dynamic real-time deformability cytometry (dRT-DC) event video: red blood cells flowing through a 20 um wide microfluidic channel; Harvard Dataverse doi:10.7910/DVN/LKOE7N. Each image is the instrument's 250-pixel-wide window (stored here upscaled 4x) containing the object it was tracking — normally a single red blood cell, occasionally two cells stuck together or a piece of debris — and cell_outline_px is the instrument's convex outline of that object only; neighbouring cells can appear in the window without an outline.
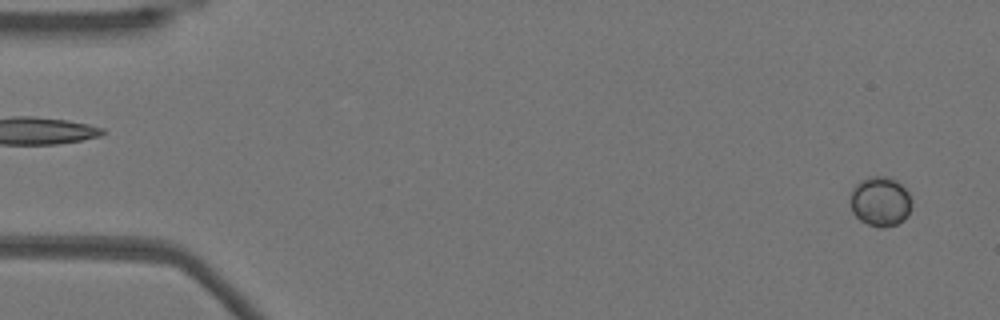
{"species": "Egyptian fruit bat (a non-hibernating species)", "species_latin": "Rousettus aegyptiacus", "temperature_condition": "warm", "stored_images_in_passage": 53, "camera_frame_rate_fps": 3000, "um_per_image_px": 0.085, "animal": {"sex": "female"}, "frame": {"image": 1, "passage_image": 3, "time_ms": 0.667, "image_size_px": [1000, 320], "cell_outline_px": [[912, 208], [908, 216], [904, 220], [896, 224], [884, 228], [880, 228], [868, 224], [860, 220], [852, 212], [852, 188], [860, 180], [868, 176], [888, 176], [896, 180], [908, 192], [912, 200]], "centroid_in_image_um": [74.86, 17.12], "position_along_channel_um": 10.1, "area_um2": 17.92}}
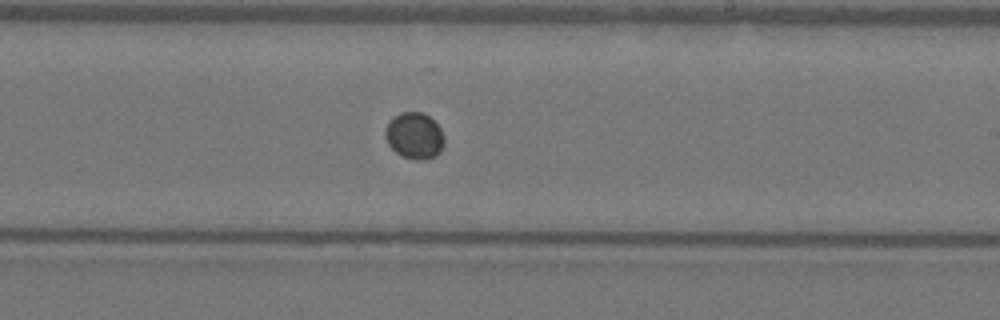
{"frame": {"image": 2, "passage_image": 32, "time_ms": 10.333, "image_size_px": [1000, 320], "cell_outline_px": [[444, 144], [440, 152], [436, 156], [420, 160], [416, 160], [404, 156], [396, 152], [388, 144], [384, 136], [384, 132], [388, 124], [400, 112], [420, 112], [428, 116], [440, 128], [444, 136]], "centroid_in_image_um": [35.24, 11.55], "position_along_channel_um": 253.8, "area_um2": 15.72}}
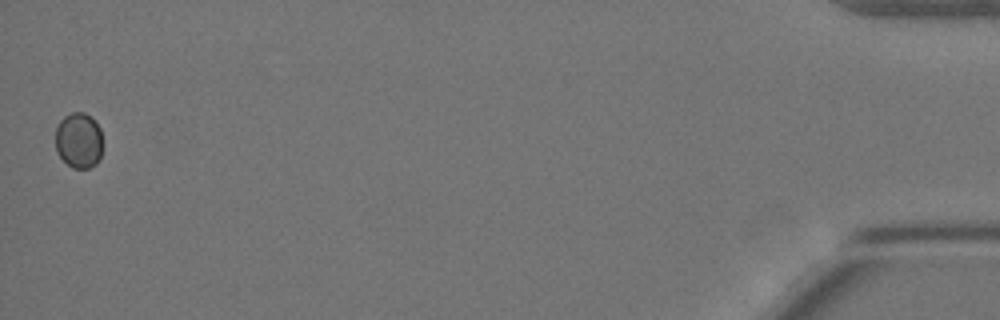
{"frame": {"image": 3, "passage_image": 53, "time_ms": 17.333, "image_size_px": [1000, 320], "cell_outline_px": [[100, 160], [96, 164], [88, 168], [72, 168], [56, 152], [56, 128], [60, 120], [64, 116], [72, 112], [84, 112], [100, 128]], "centroid_in_image_um": [6.66, 11.94], "position_along_channel_um": 428.5, "area_um2": 15.03}}